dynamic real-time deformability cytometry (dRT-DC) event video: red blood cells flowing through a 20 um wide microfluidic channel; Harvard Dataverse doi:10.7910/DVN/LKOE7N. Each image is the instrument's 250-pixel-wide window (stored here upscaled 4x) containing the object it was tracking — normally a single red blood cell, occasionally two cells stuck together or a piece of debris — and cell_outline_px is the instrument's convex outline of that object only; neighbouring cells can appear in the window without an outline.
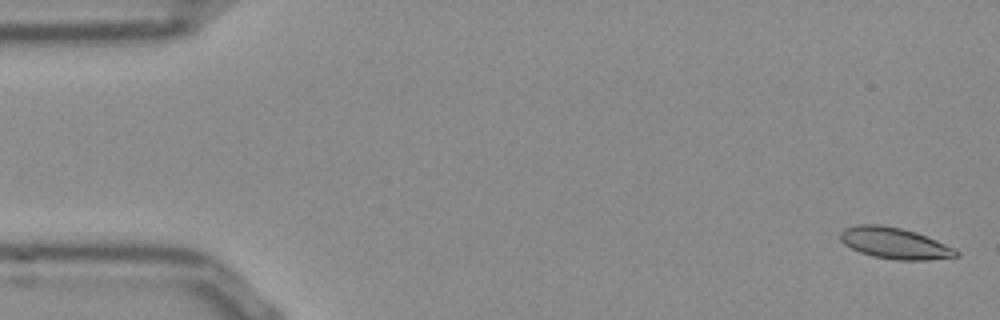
{"species": "Egyptian fruit bat (a non-hibernating species)", "species_latin": "Rousettus aegyptiacus", "temperature_condition": "room temperature", "stored_images_in_passage": 52, "camera_frame_rate_fps": 3000, "um_per_image_px": 0.085, "frame": {"image": 1, "passage_image": 1, "time_ms": 0.0, "image_size_px": [1000, 320], "cell_outline_px": [[960, 256], [928, 260], [896, 260], [872, 256], [860, 252], [844, 244], [840, 240], [840, 232], [844, 228], [860, 224], [880, 224], [900, 228], [916, 232], [956, 248], [960, 252]], "centroid_in_image_um": [76.07, 20.68], "position_along_channel_um": 8.9, "area_um2": 21.21}}
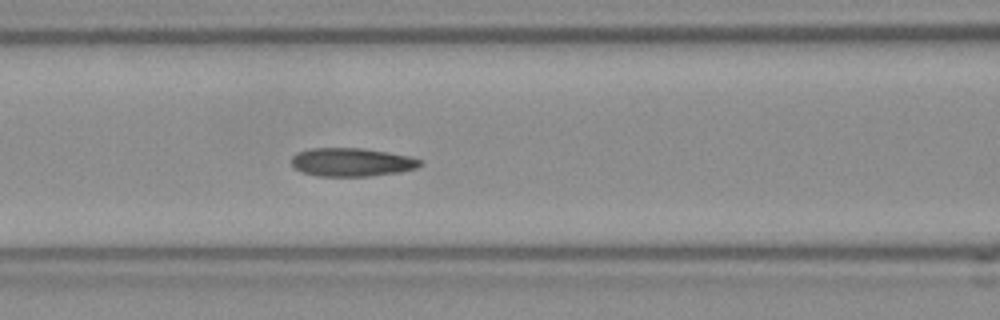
{"frame": {"image": 2, "passage_image": 21, "time_ms": 6.667, "image_size_px": [1000, 320], "cell_outline_px": [[424, 164], [416, 168], [400, 172], [368, 176], [316, 176], [300, 172], [292, 164], [292, 156], [296, 152], [312, 148], [364, 148], [388, 152], [408, 156], [420, 160]], "centroid_in_image_um": [29.88, 13.78], "position_along_channel_um": 136.7, "area_um2": 21.39}}
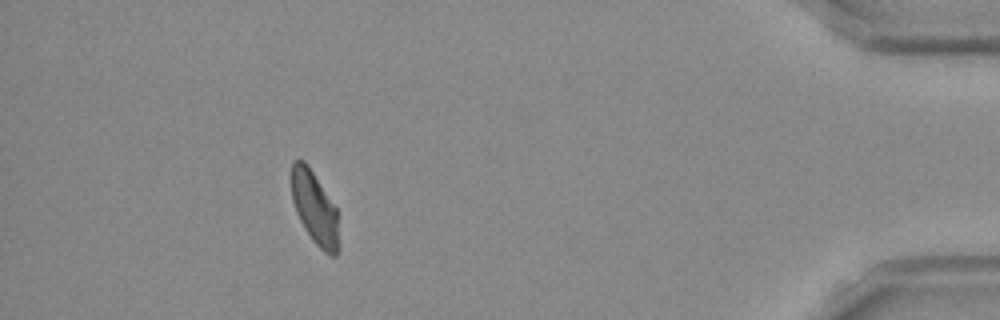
{"frame": {"image": 3, "passage_image": 47, "time_ms": 15.333, "image_size_px": [1000, 320], "cell_outline_px": [[336, 256], [332, 256], [324, 252], [312, 240], [304, 228], [296, 212], [292, 200], [292, 160], [304, 160], [308, 164], [336, 208]], "centroid_in_image_um": [26.69, 17.62], "position_along_channel_um": 408.5, "area_um2": 19.42}, "authors_computed_cell_mechanics": {"area_um2": 21.2126, "velocity_mm_per_s": 3.8217, "shape_relaxation_time_tau1_ms": 10.3011, "shape_relaxation_time_tau2_ms": 2.1937, "deformation_change_tau1": 0.2037, "deformation_change_tau2": 0.0858}}